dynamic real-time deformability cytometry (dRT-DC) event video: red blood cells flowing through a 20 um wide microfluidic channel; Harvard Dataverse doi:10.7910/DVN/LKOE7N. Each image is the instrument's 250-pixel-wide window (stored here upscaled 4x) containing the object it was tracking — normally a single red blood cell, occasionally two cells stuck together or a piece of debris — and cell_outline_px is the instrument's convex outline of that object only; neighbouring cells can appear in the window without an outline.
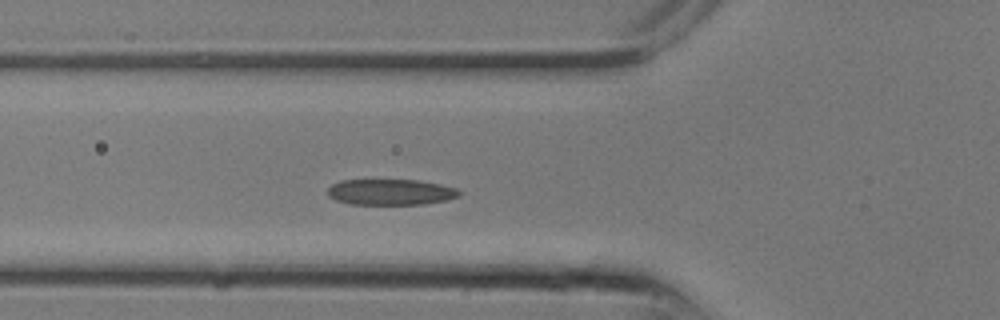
{"species": "common noctule bat (a hibernating species)", "species_latin": "Nyctalus noctula", "temperature_condition": "room temperature", "stored_images_in_passage": 15, "camera_frame_rate_fps": 3000, "um_per_image_px": 0.085, "animal": {"sex": "male", "body_mass_g": 13.3}, "frame": {"image": 1, "passage_image": 7, "time_ms": 2.0, "image_size_px": [1000, 320], "cell_outline_px": [[460, 196], [448, 200], [424, 204], [352, 204], [336, 200], [328, 196], [328, 188], [332, 184], [340, 180], [420, 180], [440, 184], [456, 188], [460, 192]], "centroid_in_image_um": [33.22, 16.32], "position_along_channel_um": 92.6, "area_um2": 19.88}}
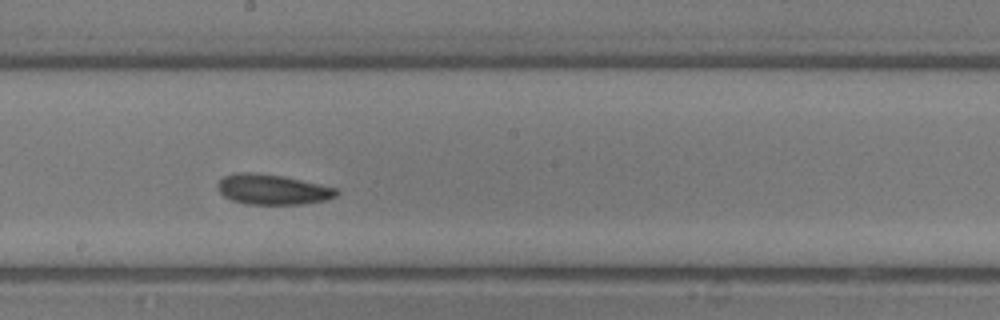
{"frame": {"image": 2, "passage_image": 12, "time_ms": 3.667, "image_size_px": [1000, 320], "cell_outline_px": [[340, 192], [336, 196], [328, 200], [300, 204], [248, 204], [232, 200], [224, 196], [216, 188], [216, 184], [224, 176], [236, 172], [252, 172], [284, 176], [340, 188]], "centroid_in_image_um": [23.2, 16.09], "position_along_channel_um": 225.0, "area_um2": 21.21}}
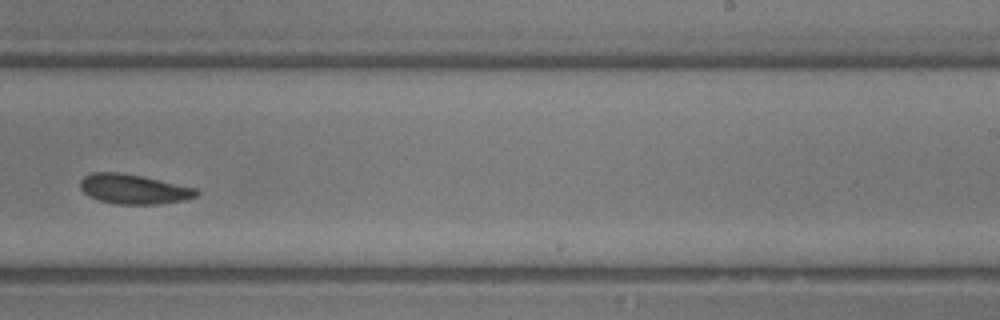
{"frame": {"image": 3, "passage_image": 14, "time_ms": 4.333, "image_size_px": [1000, 320], "cell_outline_px": [[200, 192], [196, 196], [184, 200], [160, 204], [116, 204], [100, 200], [88, 196], [80, 188], [80, 180], [84, 176], [92, 172], [120, 172], [140, 176], [196, 188]], "centroid_in_image_um": [11.34, 16.07], "position_along_channel_um": 277.7, "area_um2": 20.0}}